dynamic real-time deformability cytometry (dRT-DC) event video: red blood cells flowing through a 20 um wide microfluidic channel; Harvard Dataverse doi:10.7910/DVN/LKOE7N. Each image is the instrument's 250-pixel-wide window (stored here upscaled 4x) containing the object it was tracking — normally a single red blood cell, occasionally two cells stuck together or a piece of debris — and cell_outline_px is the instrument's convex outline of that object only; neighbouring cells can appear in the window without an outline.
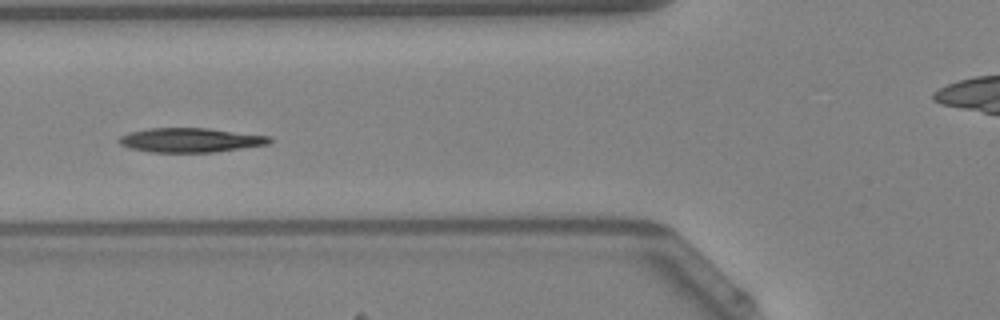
{"species": "Egyptian fruit bat (a non-hibernating species)", "species_latin": "Rousettus aegyptiacus", "temperature_condition": "warm", "stored_images_in_passage": 44, "camera_frame_rate_fps": 3000, "um_per_image_px": 0.085, "animal": {"sex": "female"}, "frame": {"image": 1, "passage_image": 13, "time_ms": 4.0, "image_size_px": [1000, 320], "cell_outline_px": [[272, 140], [268, 144], [216, 152], [152, 152], [132, 148], [120, 144], [116, 140], [120, 136], [128, 132], [148, 128], [208, 128], [272, 136]], "centroid_in_image_um": [16.19, 11.9], "position_along_channel_um": 109.6, "area_um2": 21.39}, "authors_computed_cell_mechanics": {"area_um2": 21.3282, "velocity_mm_per_s": 4.1212, "shape_relaxation_time_tau1_ms": 5.3733, "shape_relaxation_time_tau2_ms": null, "deformation_change_tau1": 0.1616, "deformation_change_tau2": null}}